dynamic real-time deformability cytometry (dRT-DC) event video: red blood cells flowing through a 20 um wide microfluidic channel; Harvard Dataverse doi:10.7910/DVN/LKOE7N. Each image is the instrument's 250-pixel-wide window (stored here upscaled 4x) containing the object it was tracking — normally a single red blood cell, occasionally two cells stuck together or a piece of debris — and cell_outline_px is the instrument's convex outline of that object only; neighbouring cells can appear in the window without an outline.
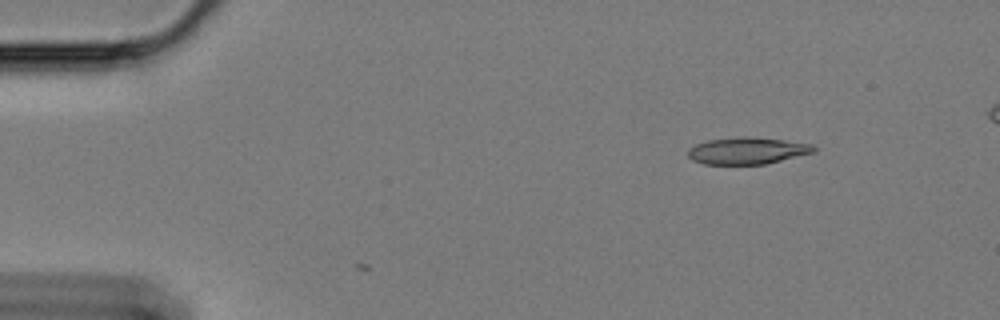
{"species": "Egyptian fruit bat (a non-hibernating species)", "species_latin": "Rousettus aegyptiacus", "temperature_condition": "cold", "stored_images_in_passage": 3, "camera_frame_rate_fps": 3000, "um_per_image_px": 0.085, "animal": {"sex": "female"}, "frame": {"image": 1, "passage_image": 1, "time_ms": 0.0, "image_size_px": [1000, 320], "cell_outline_px": [[816, 152], [764, 164], [704, 164], [692, 160], [688, 156], [688, 148], [696, 144], [708, 140], [740, 136], [744, 136], [784, 140], [812, 144], [816, 148]], "centroid_in_image_um": [63.51, 12.81], "position_along_channel_um": 21.5, "area_um2": 19.65}}